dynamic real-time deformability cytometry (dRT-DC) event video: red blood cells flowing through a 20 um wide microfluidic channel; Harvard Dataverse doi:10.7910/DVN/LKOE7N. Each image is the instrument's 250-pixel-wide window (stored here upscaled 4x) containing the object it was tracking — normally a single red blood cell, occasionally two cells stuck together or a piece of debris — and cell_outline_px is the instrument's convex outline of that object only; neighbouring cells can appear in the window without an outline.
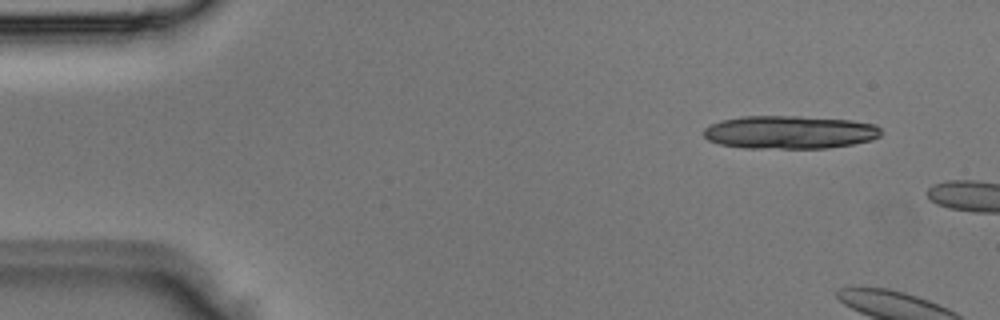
{"species": "Egyptian fruit bat (a non-hibernating species)", "species_latin": "Rousettus aegyptiacus", "temperature_condition": "room temperature", "stored_images_in_passage": 6, "camera_frame_rate_fps": 3000, "um_per_image_px": 0.085, "animal": {"sex": "male"}, "frame": {"image": 1, "passage_image": 1, "time_ms": 0.0, "image_size_px": [1000, 320], "cell_outline_px": [[880, 136], [872, 140], [852, 144], [824, 148], [744, 148], [720, 144], [708, 140], [704, 136], [704, 128], [720, 120], [740, 116], [800, 116], [852, 120], [876, 124], [880, 128]], "centroid_in_image_um": [67.12, 11.23], "position_along_channel_um": 17.9, "area_um2": 34.39}}
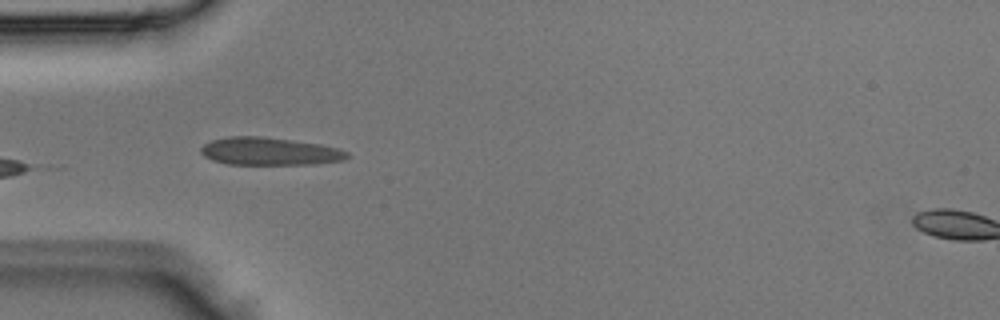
{"frame": {"image": 2, "passage_image": 5, "time_ms": 1.333, "image_size_px": [1000, 320], "cell_outline_px": [[352, 156], [344, 160], [312, 164], [228, 164], [212, 160], [204, 156], [200, 152], [200, 148], [204, 144], [212, 140], [228, 136], [264, 136], [320, 144], [336, 148], [348, 152]], "centroid_in_image_um": [22.9, 12.86], "position_along_channel_um": 62.1, "area_um2": 23.7}}